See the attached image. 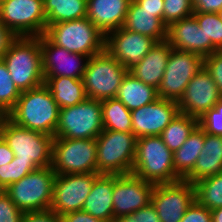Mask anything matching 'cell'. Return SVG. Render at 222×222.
I'll use <instances>...</instances> for the list:
<instances>
[{"label":"cell","mask_w":222,"mask_h":222,"mask_svg":"<svg viewBox=\"0 0 222 222\" xmlns=\"http://www.w3.org/2000/svg\"><path fill=\"white\" fill-rule=\"evenodd\" d=\"M221 97L218 86L203 67L190 80L177 104L181 113L199 119L206 111L214 108Z\"/></svg>","instance_id":"e0dca14e"},{"label":"cell","mask_w":222,"mask_h":222,"mask_svg":"<svg viewBox=\"0 0 222 222\" xmlns=\"http://www.w3.org/2000/svg\"><path fill=\"white\" fill-rule=\"evenodd\" d=\"M14 158V152L0 135V166L10 163Z\"/></svg>","instance_id":"7dc6e473"},{"label":"cell","mask_w":222,"mask_h":222,"mask_svg":"<svg viewBox=\"0 0 222 222\" xmlns=\"http://www.w3.org/2000/svg\"><path fill=\"white\" fill-rule=\"evenodd\" d=\"M115 98L132 111L157 100L159 97L156 88L143 83L127 72Z\"/></svg>","instance_id":"484cf974"},{"label":"cell","mask_w":222,"mask_h":222,"mask_svg":"<svg viewBox=\"0 0 222 222\" xmlns=\"http://www.w3.org/2000/svg\"><path fill=\"white\" fill-rule=\"evenodd\" d=\"M172 47L166 40L156 42L151 50L128 70L134 77L158 89L164 76Z\"/></svg>","instance_id":"7402d4cb"},{"label":"cell","mask_w":222,"mask_h":222,"mask_svg":"<svg viewBox=\"0 0 222 222\" xmlns=\"http://www.w3.org/2000/svg\"><path fill=\"white\" fill-rule=\"evenodd\" d=\"M200 28L205 33V57L222 47V20L218 13L194 12Z\"/></svg>","instance_id":"1f68e13d"},{"label":"cell","mask_w":222,"mask_h":222,"mask_svg":"<svg viewBox=\"0 0 222 222\" xmlns=\"http://www.w3.org/2000/svg\"><path fill=\"white\" fill-rule=\"evenodd\" d=\"M40 46L44 77L83 78L90 57L69 52L52 43L44 34L40 36Z\"/></svg>","instance_id":"2e32d148"},{"label":"cell","mask_w":222,"mask_h":222,"mask_svg":"<svg viewBox=\"0 0 222 222\" xmlns=\"http://www.w3.org/2000/svg\"><path fill=\"white\" fill-rule=\"evenodd\" d=\"M155 44L153 38L123 27L105 36V49L127 70L136 65Z\"/></svg>","instance_id":"d6986e66"},{"label":"cell","mask_w":222,"mask_h":222,"mask_svg":"<svg viewBox=\"0 0 222 222\" xmlns=\"http://www.w3.org/2000/svg\"><path fill=\"white\" fill-rule=\"evenodd\" d=\"M103 129L132 132L131 111L118 99L101 101Z\"/></svg>","instance_id":"f546056e"},{"label":"cell","mask_w":222,"mask_h":222,"mask_svg":"<svg viewBox=\"0 0 222 222\" xmlns=\"http://www.w3.org/2000/svg\"><path fill=\"white\" fill-rule=\"evenodd\" d=\"M18 38V36L10 29H8L0 21V59L3 58L4 54L8 51L11 44Z\"/></svg>","instance_id":"7bdbcfd3"},{"label":"cell","mask_w":222,"mask_h":222,"mask_svg":"<svg viewBox=\"0 0 222 222\" xmlns=\"http://www.w3.org/2000/svg\"><path fill=\"white\" fill-rule=\"evenodd\" d=\"M61 222H103L100 219L93 217L91 214L80 210L66 213L60 216Z\"/></svg>","instance_id":"f6af8a7d"},{"label":"cell","mask_w":222,"mask_h":222,"mask_svg":"<svg viewBox=\"0 0 222 222\" xmlns=\"http://www.w3.org/2000/svg\"><path fill=\"white\" fill-rule=\"evenodd\" d=\"M44 80L60 109L79 104L87 98L82 79L59 76L44 77Z\"/></svg>","instance_id":"4316f807"},{"label":"cell","mask_w":222,"mask_h":222,"mask_svg":"<svg viewBox=\"0 0 222 222\" xmlns=\"http://www.w3.org/2000/svg\"><path fill=\"white\" fill-rule=\"evenodd\" d=\"M212 222H222V206L211 210Z\"/></svg>","instance_id":"681fc988"},{"label":"cell","mask_w":222,"mask_h":222,"mask_svg":"<svg viewBox=\"0 0 222 222\" xmlns=\"http://www.w3.org/2000/svg\"><path fill=\"white\" fill-rule=\"evenodd\" d=\"M195 200V185L185 180L155 184L151 196L161 222H180Z\"/></svg>","instance_id":"5bb4252c"},{"label":"cell","mask_w":222,"mask_h":222,"mask_svg":"<svg viewBox=\"0 0 222 222\" xmlns=\"http://www.w3.org/2000/svg\"><path fill=\"white\" fill-rule=\"evenodd\" d=\"M204 68L211 75L222 95V56L216 51L204 57Z\"/></svg>","instance_id":"74e56055"},{"label":"cell","mask_w":222,"mask_h":222,"mask_svg":"<svg viewBox=\"0 0 222 222\" xmlns=\"http://www.w3.org/2000/svg\"><path fill=\"white\" fill-rule=\"evenodd\" d=\"M143 10L148 12H158V18L163 21L164 0H134Z\"/></svg>","instance_id":"bcb514c9"},{"label":"cell","mask_w":222,"mask_h":222,"mask_svg":"<svg viewBox=\"0 0 222 222\" xmlns=\"http://www.w3.org/2000/svg\"><path fill=\"white\" fill-rule=\"evenodd\" d=\"M123 28L153 38L156 42L167 37V25L158 18V12L143 10L134 0L129 4Z\"/></svg>","instance_id":"d4e9b609"},{"label":"cell","mask_w":222,"mask_h":222,"mask_svg":"<svg viewBox=\"0 0 222 222\" xmlns=\"http://www.w3.org/2000/svg\"><path fill=\"white\" fill-rule=\"evenodd\" d=\"M120 220L122 222H161L152 203L134 213L122 216Z\"/></svg>","instance_id":"ab89813d"},{"label":"cell","mask_w":222,"mask_h":222,"mask_svg":"<svg viewBox=\"0 0 222 222\" xmlns=\"http://www.w3.org/2000/svg\"><path fill=\"white\" fill-rule=\"evenodd\" d=\"M205 130L198 124L182 146L173 153L175 173L183 180L192 170L204 145Z\"/></svg>","instance_id":"83f0119b"},{"label":"cell","mask_w":222,"mask_h":222,"mask_svg":"<svg viewBox=\"0 0 222 222\" xmlns=\"http://www.w3.org/2000/svg\"><path fill=\"white\" fill-rule=\"evenodd\" d=\"M99 175V173L55 175L49 210L59 216L82 210L94 180Z\"/></svg>","instance_id":"4fadbf2b"},{"label":"cell","mask_w":222,"mask_h":222,"mask_svg":"<svg viewBox=\"0 0 222 222\" xmlns=\"http://www.w3.org/2000/svg\"><path fill=\"white\" fill-rule=\"evenodd\" d=\"M198 124L205 130V133L222 136V117H200Z\"/></svg>","instance_id":"60d3db41"},{"label":"cell","mask_w":222,"mask_h":222,"mask_svg":"<svg viewBox=\"0 0 222 222\" xmlns=\"http://www.w3.org/2000/svg\"><path fill=\"white\" fill-rule=\"evenodd\" d=\"M180 222H212V213L197 200L186 210Z\"/></svg>","instance_id":"f35d334b"},{"label":"cell","mask_w":222,"mask_h":222,"mask_svg":"<svg viewBox=\"0 0 222 222\" xmlns=\"http://www.w3.org/2000/svg\"><path fill=\"white\" fill-rule=\"evenodd\" d=\"M0 135L18 161L33 162L38 168L51 166L53 136L16 125L7 116L0 118Z\"/></svg>","instance_id":"277c9868"},{"label":"cell","mask_w":222,"mask_h":222,"mask_svg":"<svg viewBox=\"0 0 222 222\" xmlns=\"http://www.w3.org/2000/svg\"><path fill=\"white\" fill-rule=\"evenodd\" d=\"M114 175L100 174L93 183L82 210L103 222L112 221Z\"/></svg>","instance_id":"cb8c5ba5"},{"label":"cell","mask_w":222,"mask_h":222,"mask_svg":"<svg viewBox=\"0 0 222 222\" xmlns=\"http://www.w3.org/2000/svg\"><path fill=\"white\" fill-rule=\"evenodd\" d=\"M132 0H87V18L106 36L123 27Z\"/></svg>","instance_id":"44dd1931"},{"label":"cell","mask_w":222,"mask_h":222,"mask_svg":"<svg viewBox=\"0 0 222 222\" xmlns=\"http://www.w3.org/2000/svg\"><path fill=\"white\" fill-rule=\"evenodd\" d=\"M21 92L15 86L9 71L0 59V115L6 116L16 105Z\"/></svg>","instance_id":"836d02e7"},{"label":"cell","mask_w":222,"mask_h":222,"mask_svg":"<svg viewBox=\"0 0 222 222\" xmlns=\"http://www.w3.org/2000/svg\"><path fill=\"white\" fill-rule=\"evenodd\" d=\"M60 108L49 88L43 84L23 91L6 115L16 125L55 137Z\"/></svg>","instance_id":"6da1fadb"},{"label":"cell","mask_w":222,"mask_h":222,"mask_svg":"<svg viewBox=\"0 0 222 222\" xmlns=\"http://www.w3.org/2000/svg\"><path fill=\"white\" fill-rule=\"evenodd\" d=\"M0 21L18 37H39L47 27L43 0H0Z\"/></svg>","instance_id":"8fae6325"},{"label":"cell","mask_w":222,"mask_h":222,"mask_svg":"<svg viewBox=\"0 0 222 222\" xmlns=\"http://www.w3.org/2000/svg\"><path fill=\"white\" fill-rule=\"evenodd\" d=\"M198 125V118L179 112L160 134L165 145L174 153Z\"/></svg>","instance_id":"4dcf8cb0"},{"label":"cell","mask_w":222,"mask_h":222,"mask_svg":"<svg viewBox=\"0 0 222 222\" xmlns=\"http://www.w3.org/2000/svg\"><path fill=\"white\" fill-rule=\"evenodd\" d=\"M127 72L106 49L93 55L82 78L87 98L100 101L115 98Z\"/></svg>","instance_id":"52a82bcc"},{"label":"cell","mask_w":222,"mask_h":222,"mask_svg":"<svg viewBox=\"0 0 222 222\" xmlns=\"http://www.w3.org/2000/svg\"><path fill=\"white\" fill-rule=\"evenodd\" d=\"M24 213L3 190L0 194V222H22Z\"/></svg>","instance_id":"8d00e7d4"},{"label":"cell","mask_w":222,"mask_h":222,"mask_svg":"<svg viewBox=\"0 0 222 222\" xmlns=\"http://www.w3.org/2000/svg\"><path fill=\"white\" fill-rule=\"evenodd\" d=\"M217 52L222 56V47Z\"/></svg>","instance_id":"f5cc1de1"},{"label":"cell","mask_w":222,"mask_h":222,"mask_svg":"<svg viewBox=\"0 0 222 222\" xmlns=\"http://www.w3.org/2000/svg\"><path fill=\"white\" fill-rule=\"evenodd\" d=\"M108 222H122L120 219H113L112 221H108Z\"/></svg>","instance_id":"f907efd6"},{"label":"cell","mask_w":222,"mask_h":222,"mask_svg":"<svg viewBox=\"0 0 222 222\" xmlns=\"http://www.w3.org/2000/svg\"><path fill=\"white\" fill-rule=\"evenodd\" d=\"M9 74L20 92L45 84L39 37H18L4 54Z\"/></svg>","instance_id":"7a4b0ae2"},{"label":"cell","mask_w":222,"mask_h":222,"mask_svg":"<svg viewBox=\"0 0 222 222\" xmlns=\"http://www.w3.org/2000/svg\"><path fill=\"white\" fill-rule=\"evenodd\" d=\"M220 19L222 20V10L218 12Z\"/></svg>","instance_id":"816d5d0a"},{"label":"cell","mask_w":222,"mask_h":222,"mask_svg":"<svg viewBox=\"0 0 222 222\" xmlns=\"http://www.w3.org/2000/svg\"><path fill=\"white\" fill-rule=\"evenodd\" d=\"M22 222H61L60 216L51 210L42 212H25Z\"/></svg>","instance_id":"b9f144b4"},{"label":"cell","mask_w":222,"mask_h":222,"mask_svg":"<svg viewBox=\"0 0 222 222\" xmlns=\"http://www.w3.org/2000/svg\"><path fill=\"white\" fill-rule=\"evenodd\" d=\"M155 184L129 173L114 175L113 214L114 219L136 212L151 203Z\"/></svg>","instance_id":"9a60e30c"},{"label":"cell","mask_w":222,"mask_h":222,"mask_svg":"<svg viewBox=\"0 0 222 222\" xmlns=\"http://www.w3.org/2000/svg\"><path fill=\"white\" fill-rule=\"evenodd\" d=\"M55 172L52 167L38 168L14 182L5 192L23 212L48 211L51 207Z\"/></svg>","instance_id":"ba28073f"},{"label":"cell","mask_w":222,"mask_h":222,"mask_svg":"<svg viewBox=\"0 0 222 222\" xmlns=\"http://www.w3.org/2000/svg\"><path fill=\"white\" fill-rule=\"evenodd\" d=\"M44 35L57 46L88 57L105 49V35L87 17L51 24Z\"/></svg>","instance_id":"5b68a950"},{"label":"cell","mask_w":222,"mask_h":222,"mask_svg":"<svg viewBox=\"0 0 222 222\" xmlns=\"http://www.w3.org/2000/svg\"><path fill=\"white\" fill-rule=\"evenodd\" d=\"M137 137L132 132L105 130L96 138L99 174L124 175L132 172Z\"/></svg>","instance_id":"8992f818"},{"label":"cell","mask_w":222,"mask_h":222,"mask_svg":"<svg viewBox=\"0 0 222 222\" xmlns=\"http://www.w3.org/2000/svg\"><path fill=\"white\" fill-rule=\"evenodd\" d=\"M194 13L193 0H164L163 22L168 26Z\"/></svg>","instance_id":"d590c367"},{"label":"cell","mask_w":222,"mask_h":222,"mask_svg":"<svg viewBox=\"0 0 222 222\" xmlns=\"http://www.w3.org/2000/svg\"><path fill=\"white\" fill-rule=\"evenodd\" d=\"M222 172V136L204 133V145L193 170L183 179L195 184Z\"/></svg>","instance_id":"603a6c76"},{"label":"cell","mask_w":222,"mask_h":222,"mask_svg":"<svg viewBox=\"0 0 222 222\" xmlns=\"http://www.w3.org/2000/svg\"><path fill=\"white\" fill-rule=\"evenodd\" d=\"M47 26L87 16V0H43Z\"/></svg>","instance_id":"f1b7e54d"},{"label":"cell","mask_w":222,"mask_h":222,"mask_svg":"<svg viewBox=\"0 0 222 222\" xmlns=\"http://www.w3.org/2000/svg\"><path fill=\"white\" fill-rule=\"evenodd\" d=\"M204 67V57L172 48L158 90V97L178 102L190 80Z\"/></svg>","instance_id":"7c38bea8"},{"label":"cell","mask_w":222,"mask_h":222,"mask_svg":"<svg viewBox=\"0 0 222 222\" xmlns=\"http://www.w3.org/2000/svg\"><path fill=\"white\" fill-rule=\"evenodd\" d=\"M196 200L209 210L222 206V172L195 184Z\"/></svg>","instance_id":"d6a6232c"},{"label":"cell","mask_w":222,"mask_h":222,"mask_svg":"<svg viewBox=\"0 0 222 222\" xmlns=\"http://www.w3.org/2000/svg\"><path fill=\"white\" fill-rule=\"evenodd\" d=\"M176 101L161 99L131 111L132 133L138 138L160 136L179 113Z\"/></svg>","instance_id":"ac0fdd59"},{"label":"cell","mask_w":222,"mask_h":222,"mask_svg":"<svg viewBox=\"0 0 222 222\" xmlns=\"http://www.w3.org/2000/svg\"><path fill=\"white\" fill-rule=\"evenodd\" d=\"M166 41L174 49L205 57V33L194 15L169 24Z\"/></svg>","instance_id":"ffe728a7"},{"label":"cell","mask_w":222,"mask_h":222,"mask_svg":"<svg viewBox=\"0 0 222 222\" xmlns=\"http://www.w3.org/2000/svg\"><path fill=\"white\" fill-rule=\"evenodd\" d=\"M201 117H222V97L214 108L206 111Z\"/></svg>","instance_id":"c3c4849f"},{"label":"cell","mask_w":222,"mask_h":222,"mask_svg":"<svg viewBox=\"0 0 222 222\" xmlns=\"http://www.w3.org/2000/svg\"><path fill=\"white\" fill-rule=\"evenodd\" d=\"M132 174L153 184L182 180L174 171L173 152L160 136L137 139Z\"/></svg>","instance_id":"3957f363"},{"label":"cell","mask_w":222,"mask_h":222,"mask_svg":"<svg viewBox=\"0 0 222 222\" xmlns=\"http://www.w3.org/2000/svg\"><path fill=\"white\" fill-rule=\"evenodd\" d=\"M35 169L38 167L33 162L18 161V157H14L10 163L0 166V187L5 190Z\"/></svg>","instance_id":"e575fe53"},{"label":"cell","mask_w":222,"mask_h":222,"mask_svg":"<svg viewBox=\"0 0 222 222\" xmlns=\"http://www.w3.org/2000/svg\"><path fill=\"white\" fill-rule=\"evenodd\" d=\"M194 12L218 13L222 10V0H193Z\"/></svg>","instance_id":"ee69618b"},{"label":"cell","mask_w":222,"mask_h":222,"mask_svg":"<svg viewBox=\"0 0 222 222\" xmlns=\"http://www.w3.org/2000/svg\"><path fill=\"white\" fill-rule=\"evenodd\" d=\"M103 131L100 100L86 98L71 107L61 108L55 137L96 139Z\"/></svg>","instance_id":"30bf717a"},{"label":"cell","mask_w":222,"mask_h":222,"mask_svg":"<svg viewBox=\"0 0 222 222\" xmlns=\"http://www.w3.org/2000/svg\"><path fill=\"white\" fill-rule=\"evenodd\" d=\"M96 158V139H53L51 167L55 175L98 173Z\"/></svg>","instance_id":"9c48e42d"}]
</instances>
